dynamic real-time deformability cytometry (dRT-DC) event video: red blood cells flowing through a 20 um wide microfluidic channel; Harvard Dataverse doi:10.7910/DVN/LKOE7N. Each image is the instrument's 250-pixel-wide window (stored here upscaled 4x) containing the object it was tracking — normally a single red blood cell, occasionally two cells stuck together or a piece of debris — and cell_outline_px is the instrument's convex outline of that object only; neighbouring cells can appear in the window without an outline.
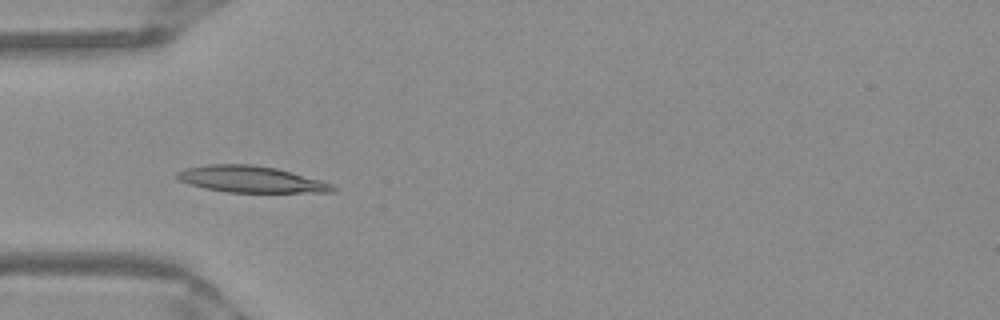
{"species": "Egyptian fruit bat (a non-hibernating species)", "species_latin": "Rousettus aegyptiacus", "temperature_condition": "warm", "stored_images_in_passage": 49, "camera_frame_rate_fps": 3000, "um_per_image_px": 0.085, "frame": {"image": 1, "passage_image": 14, "time_ms": 4.333, "image_size_px": [1000, 320], "cell_outline_px": [[336, 188], [332, 192], [228, 192], [204, 188], [188, 184], [180, 180], [176, 176], [176, 172], [188, 168], [208, 164], [252, 164], [276, 168], [292, 172], [320, 180], [332, 184]], "centroid_in_image_um": [21.31, 15.23], "position_along_channel_um": 63.7, "area_um2": 23.81}}
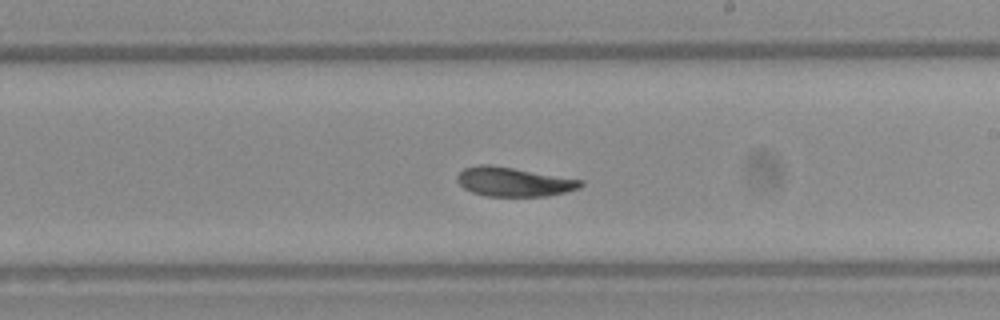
{"frame": {"image": 2, "passage_image": 28, "time_ms": 9.0, "image_size_px": [1000, 320], "cell_outline_px": [[584, 184], [580, 188], [548, 196], [484, 196], [472, 192], [464, 188], [456, 180], [456, 176], [464, 168], [476, 164], [488, 164], [584, 180]], "centroid_in_image_um": [43.65, 15.45], "position_along_channel_um": 245.4, "area_um2": 20.98}}
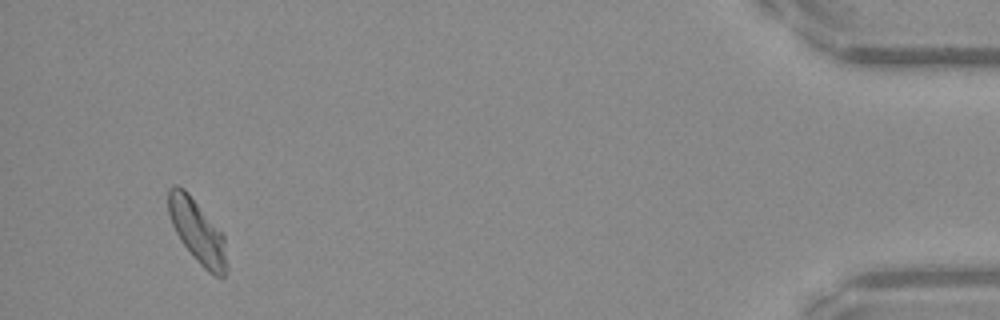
{"frame": {"image": 3, "passage_image": 47, "time_ms": 15.333, "image_size_px": [1000, 320], "cell_outline_px": [[228, 272], [224, 276], [216, 276], [208, 272], [196, 260], [180, 240], [172, 224], [168, 212], [168, 188], [176, 184], [184, 188], [188, 192], [224, 236], [228, 268]], "centroid_in_image_um": [16.78, 19.68], "position_along_channel_um": 418.4, "area_um2": 21.44}, "authors_computed_cell_mechanics": {"area_um2": 21.4438, "velocity_mm_per_s": 3.9136, "shape_relaxation_time_tau1_ms": null, "shape_relaxation_time_tau2_ms": 4.9208, "deformation_change_tau1": null, "deformation_change_tau2": 0.0991}}